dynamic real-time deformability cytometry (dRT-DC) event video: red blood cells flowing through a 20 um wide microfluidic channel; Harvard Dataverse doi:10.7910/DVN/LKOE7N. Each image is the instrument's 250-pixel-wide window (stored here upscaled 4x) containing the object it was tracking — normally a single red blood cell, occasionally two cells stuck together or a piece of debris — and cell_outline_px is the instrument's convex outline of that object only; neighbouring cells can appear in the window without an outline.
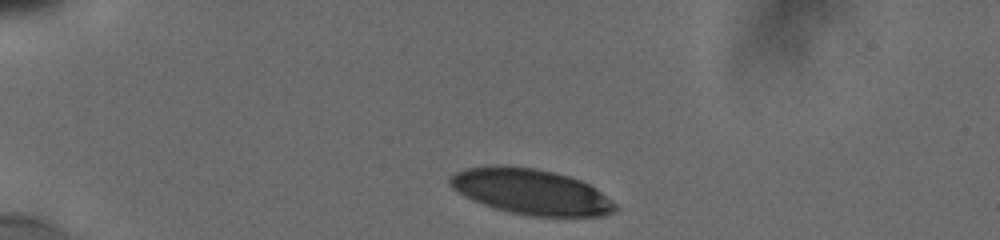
{"species": "human", "species_latin": "Homo sapiens", "temperature_condition": "cold", "stored_images_in_passage": 29, "camera_frame_rate_fps": 3000, "um_per_image_px": 0.085, "donor": {"sex": "male"}, "frame": {"image": 1, "passage_image": 1, "time_ms": 0.0, "image_size_px": [1000, 240], "cell_outline_px": [[620, 208], [604, 216], [532, 216], [508, 212], [472, 200], [464, 196], [452, 188], [448, 184], [448, 176], [464, 168], [496, 164], [508, 164], [536, 168], [568, 176], [580, 180], [596, 188], [616, 204]], "centroid_in_image_um": [45.09, 16.27], "position_along_channel_um": 39.9, "area_um2": 44.22}}
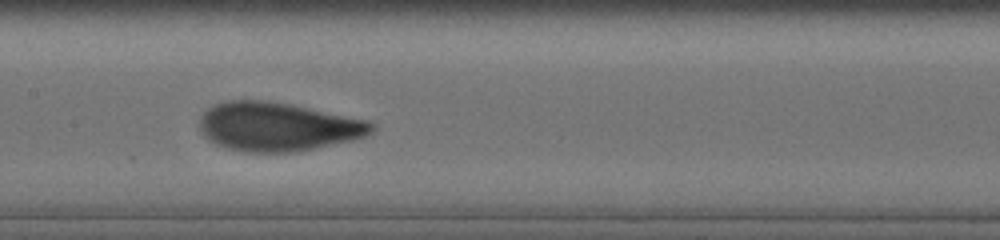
{"frame": {"image": 2, "passage_image": 14, "time_ms": 5.333, "image_size_px": [1000, 240], "cell_outline_px": [[376, 128], [372, 132], [364, 136], [352, 140], [300, 152], [244, 152], [228, 148], [216, 144], [208, 140], [200, 132], [200, 120], [204, 112], [208, 108], [216, 104], [228, 100], [268, 100], [368, 120], [376, 124]], "centroid_in_image_um": [23.61, 10.78], "position_along_channel_um": 183.8, "area_um2": 48.96}}
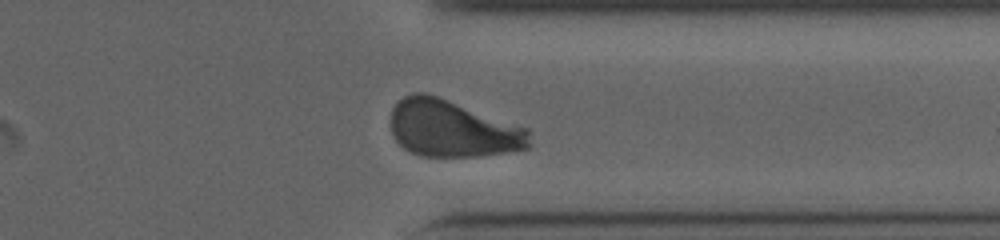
{"frame": {"image": 3, "passage_image": 26, "time_ms": 10.333, "image_size_px": [1000, 240], "cell_outline_px": [[532, 148], [508, 152], [480, 156], [420, 156], [404, 148], [396, 140], [392, 132], [392, 108], [404, 96], [412, 92], [424, 92], [436, 96], [528, 128], [532, 144]], "centroid_in_image_um": [38.5, 10.95], "position_along_channel_um": 372.9, "area_um2": 45.84}, "authors_computed_cell_mechanics": {"area_um2": 47.1648, "velocity_mm_per_s": 3.7789, "shape_relaxation_time_tau1_ms": 3.444, "shape_relaxation_time_tau2_ms": null, "deformation_change_tau1": 0.1643, "deformation_change_tau2": null}}